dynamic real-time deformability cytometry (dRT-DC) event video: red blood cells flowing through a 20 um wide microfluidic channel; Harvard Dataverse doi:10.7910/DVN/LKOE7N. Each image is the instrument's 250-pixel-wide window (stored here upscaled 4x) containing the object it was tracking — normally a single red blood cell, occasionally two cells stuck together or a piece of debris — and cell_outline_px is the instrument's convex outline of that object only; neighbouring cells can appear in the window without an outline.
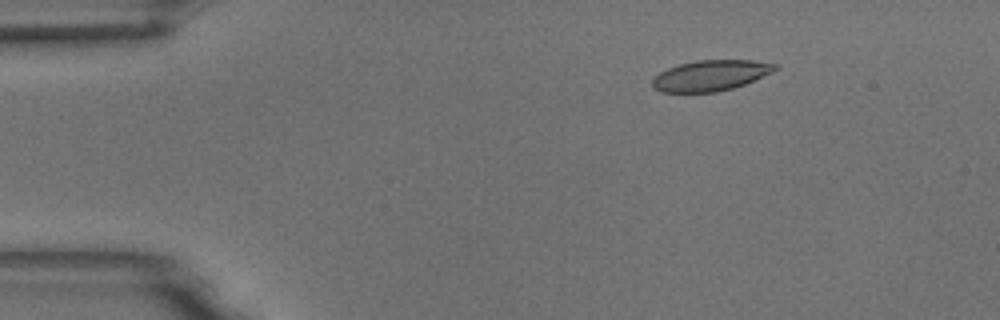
{"species": "common noctule bat (a hibernating species)", "species_latin": "Nyctalus noctula", "temperature_condition": "room temperature", "stored_images_in_passage": 15, "camera_frame_rate_fps": 3000, "um_per_image_px": 0.085, "animal": {"sex": "male", "body_mass_g": 18.8}, "frame": {"image": 1, "passage_image": 3, "time_ms": 0.667, "image_size_px": [1000, 320], "cell_outline_px": [[776, 68], [772, 72], [744, 84], [732, 88], [716, 92], [660, 92], [652, 88], [652, 80], [660, 72], [668, 68], [680, 64], [696, 60], [752, 60], [776, 64]], "centroid_in_image_um": [60.36, 6.42], "position_along_channel_um": 24.6, "area_um2": 21.73}}
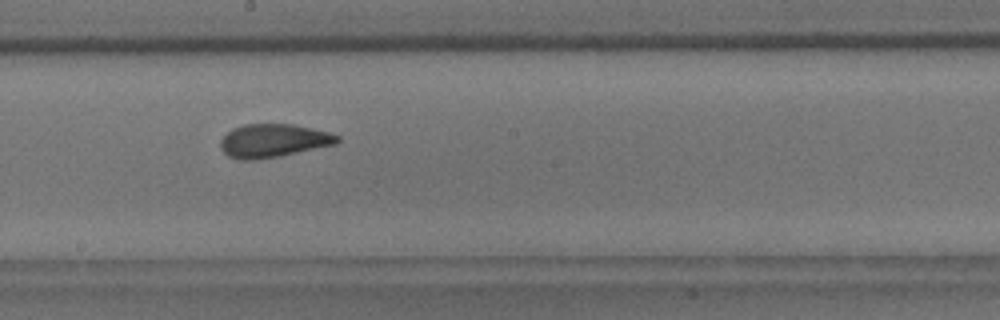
{"frame": {"image": 2, "passage_image": 9, "time_ms": 2.667, "image_size_px": [1000, 320], "cell_outline_px": [[340, 140], [336, 144], [280, 156], [252, 160], [240, 160], [228, 156], [220, 148], [220, 140], [232, 128], [244, 124], [292, 124], [328, 132], [340, 136]], "centroid_in_image_um": [23.21, 11.96], "position_along_channel_um": 225.0, "area_um2": 22.66}}
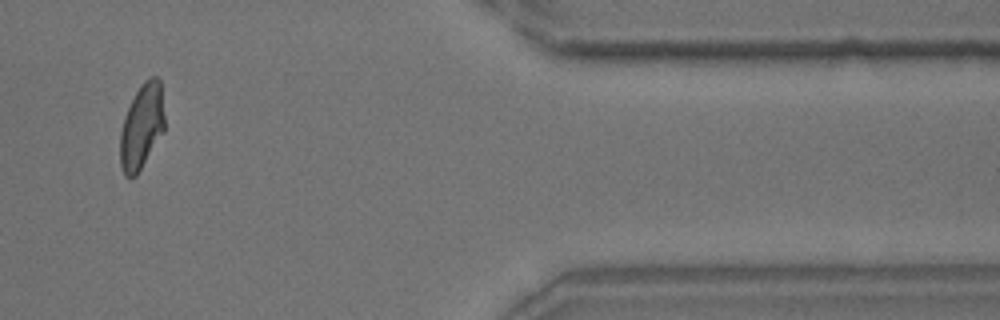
{"frame": {"image": 3, "passage_image": 14, "time_ms": 4.333, "image_size_px": [1000, 320], "cell_outline_px": [[164, 132], [136, 176], [124, 176], [120, 164], [120, 132], [124, 116], [140, 84], [144, 80], [152, 76], [156, 76], [160, 80], [164, 116]], "centroid_in_image_um": [12.04, 10.75], "position_along_channel_um": 399.4, "area_um2": 22.02}}